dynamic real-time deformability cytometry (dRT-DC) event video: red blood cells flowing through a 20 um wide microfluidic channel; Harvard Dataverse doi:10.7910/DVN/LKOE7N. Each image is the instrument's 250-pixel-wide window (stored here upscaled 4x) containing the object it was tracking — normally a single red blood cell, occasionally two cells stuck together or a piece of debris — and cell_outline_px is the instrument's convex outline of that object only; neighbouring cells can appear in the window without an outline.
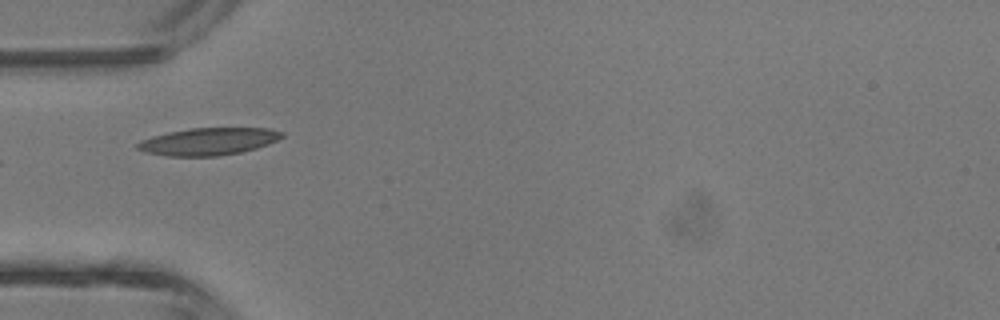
{"species": "common noctule bat (a hibernating species)", "species_latin": "Nyctalus noctula", "temperature_condition": "room temperature", "stored_images_in_passage": 6, "camera_frame_rate_fps": 3000, "um_per_image_px": 0.085, "animal": {"sex": "male", "body_mass_g": 13.3}, "frame": {"image": 1, "passage_image": 5, "time_ms": 4.667, "image_size_px": [1000, 320], "cell_outline_px": [[284, 136], [268, 144], [256, 148], [240, 152], [216, 156], [164, 156], [144, 152], [136, 148], [136, 144], [140, 140], [152, 136], [168, 132], [188, 128], [268, 128], [284, 132]], "centroid_in_image_um": [17.68, 12.02], "position_along_channel_um": 67.3, "area_um2": 23.06}}
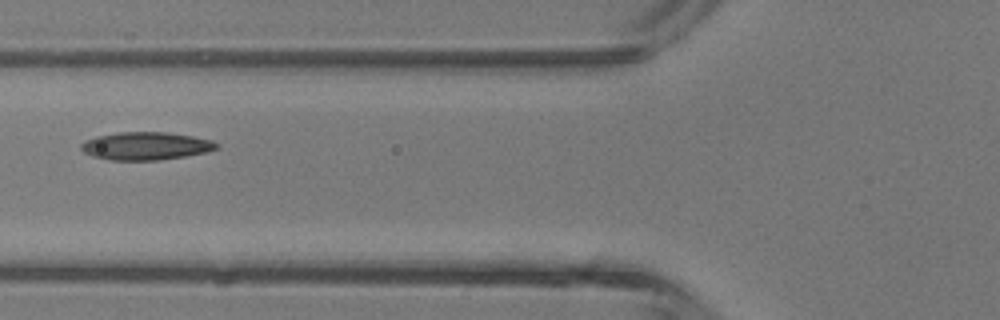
{"frame": {"image": 2, "passage_image": 6, "time_ms": 5.667, "image_size_px": [1000, 320], "cell_outline_px": [[220, 148], [208, 152], [160, 160], [108, 160], [92, 156], [84, 152], [80, 148], [80, 144], [84, 140], [96, 136], [120, 132], [164, 132], [192, 136], [212, 140], [220, 144]], "centroid_in_image_um": [12.4, 12.41], "position_along_channel_um": 113.4, "area_um2": 22.2}}